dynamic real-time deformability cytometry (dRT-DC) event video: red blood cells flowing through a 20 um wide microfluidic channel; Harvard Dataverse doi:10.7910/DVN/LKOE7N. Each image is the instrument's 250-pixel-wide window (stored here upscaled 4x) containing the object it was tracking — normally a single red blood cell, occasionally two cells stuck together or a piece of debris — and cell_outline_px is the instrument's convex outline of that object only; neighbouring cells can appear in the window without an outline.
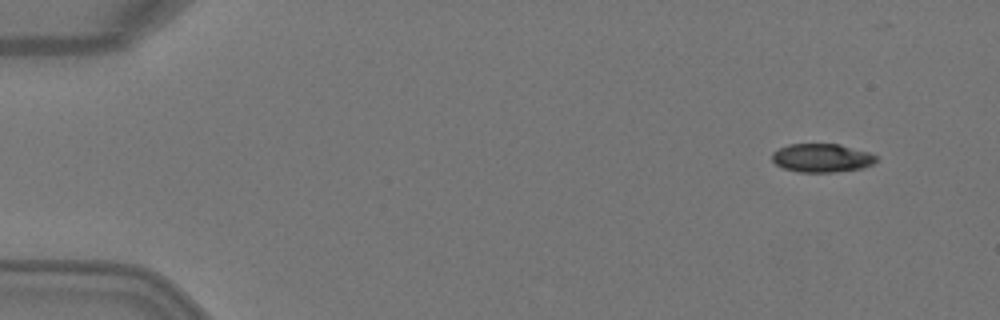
{"species": "Egyptian fruit bat (a non-hibernating species)", "species_latin": "Rousettus aegyptiacus", "temperature_condition": "warm", "stored_images_in_passage": 4, "camera_frame_rate_fps": 3000, "um_per_image_px": 0.085, "animal": {"sex": "female"}, "frame": {"image": 1, "passage_image": 1, "time_ms": 0.0, "image_size_px": [1000, 320], "cell_outline_px": [[876, 160], [872, 164], [864, 168], [836, 172], [800, 172], [784, 168], [776, 164], [772, 160], [772, 152], [788, 144], [840, 144], [868, 152], [876, 156]], "centroid_in_image_um": [69.85, 13.42], "position_along_channel_um": 15.2, "area_um2": 17.28}}
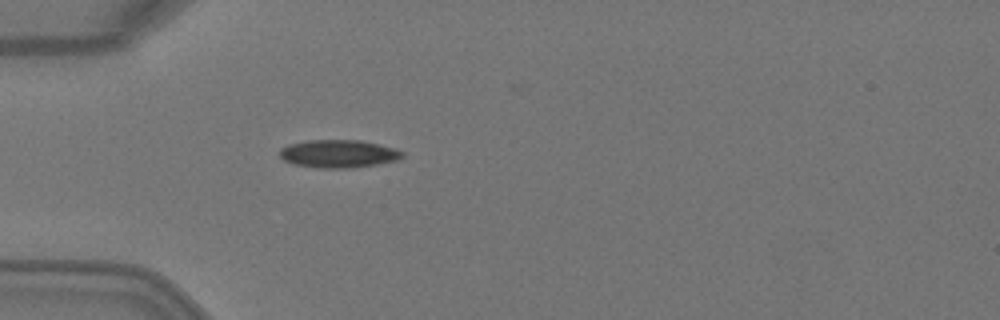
{"frame": {"image": 2, "passage_image": 4, "time_ms": 1.0, "image_size_px": [1000, 320], "cell_outline_px": [[404, 156], [396, 160], [376, 164], [348, 168], [320, 168], [296, 164], [284, 160], [280, 156], [280, 148], [288, 144], [308, 140], [360, 140], [396, 148], [404, 152]], "centroid_in_image_um": [28.78, 13.06], "position_along_channel_um": 56.2, "area_um2": 19.83}}